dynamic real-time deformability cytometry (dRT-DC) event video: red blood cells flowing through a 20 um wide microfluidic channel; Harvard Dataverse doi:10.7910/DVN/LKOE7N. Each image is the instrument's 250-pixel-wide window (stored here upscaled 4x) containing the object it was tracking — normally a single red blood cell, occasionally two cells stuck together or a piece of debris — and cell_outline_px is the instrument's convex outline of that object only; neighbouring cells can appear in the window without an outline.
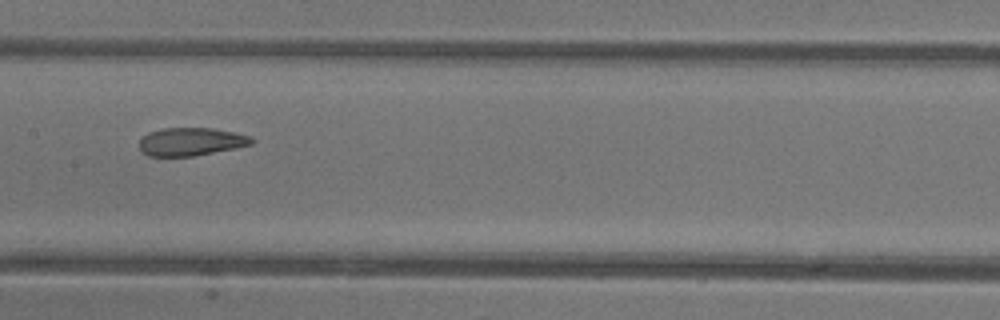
{"species": "common noctule bat (a hibernating species)", "species_latin": "Nyctalus noctula", "temperature_condition": "warm", "stored_images_in_passage": 33, "camera_frame_rate_fps": 3000, "um_per_image_px": 0.085, "animal": {"sex": "female"}, "frame": {"image": 1, "passage_image": 10, "time_ms": 3.0, "image_size_px": [1000, 320], "cell_outline_px": [[256, 140], [252, 144], [236, 148], [192, 156], [148, 156], [140, 148], [140, 140], [148, 132], [164, 128], [212, 128], [252, 136]], "centroid_in_image_um": [16.27, 12.04], "position_along_channel_um": 191.1, "area_um2": 18.26}}
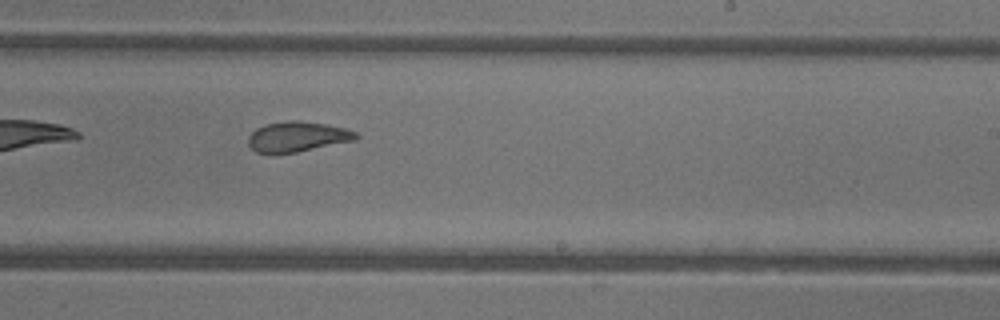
{"frame": {"image": 2, "passage_image": 15, "time_ms": 4.667, "image_size_px": [1000, 320], "cell_outline_px": [[360, 136], [356, 140], [276, 156], [272, 156], [256, 152], [248, 144], [248, 136], [256, 128], [264, 124], [288, 120], [300, 120], [324, 124], [344, 128], [356, 132]], "centroid_in_image_um": [25.22, 11.64], "position_along_channel_um": 263.8, "area_um2": 19.42}, "authors_computed_cell_mechanics": {"area_um2": 19.941, "velocity_mm_per_s": 4.3691, "shape_relaxation_time_tau1_ms": null, "shape_relaxation_time_tau2_ms": 1.606, "deformation_change_tau1": null, "deformation_change_tau2": 0.0827}}